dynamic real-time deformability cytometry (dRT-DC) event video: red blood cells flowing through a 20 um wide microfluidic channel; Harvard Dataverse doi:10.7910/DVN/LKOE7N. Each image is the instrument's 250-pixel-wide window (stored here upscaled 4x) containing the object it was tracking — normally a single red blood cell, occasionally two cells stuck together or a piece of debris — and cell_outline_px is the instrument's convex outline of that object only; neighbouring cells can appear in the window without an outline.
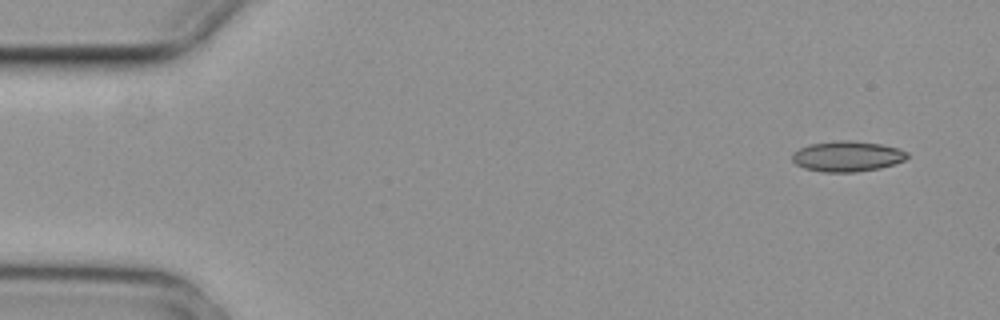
{"species": "common noctule bat (a hibernating species)", "species_latin": "Nyctalus noctula", "temperature_condition": "cold", "stored_images_in_passage": 5, "segment_of_instrument_passage": [1, 2], "camera_frame_rate_fps": 3000, "um_per_image_px": 0.085, "animal": {"sex": "female", "body_mass_g": 29.2, "forearm_length_mm": 56.3}, "frame": {"image": 1, "passage_image": 1, "time_ms": 0.0, "image_size_px": [1000, 320], "cell_outline_px": [[908, 156], [904, 160], [880, 168], [856, 172], [824, 172], [804, 168], [796, 164], [792, 160], [792, 152], [808, 144], [836, 140], [852, 140], [880, 144], [900, 148], [908, 152]], "centroid_in_image_um": [72.0, 13.27], "position_along_channel_um": 13.0, "area_um2": 20.58}}
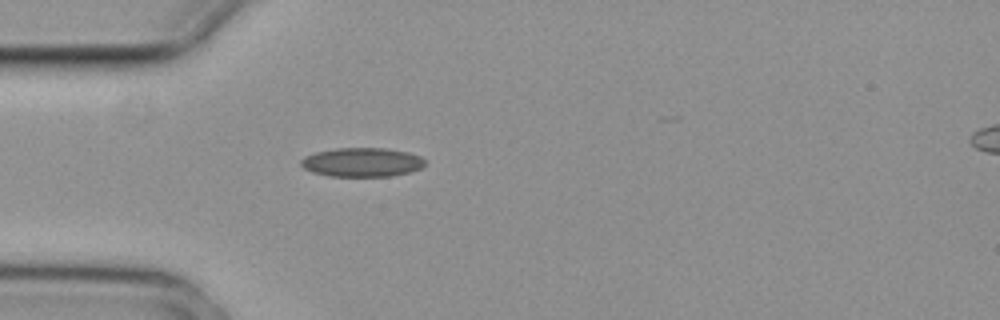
{"frame": {"image": 2, "passage_image": 4, "time_ms": 1.0, "image_size_px": [1000, 320], "cell_outline_px": [[424, 164], [420, 168], [408, 172], [388, 176], [328, 176], [312, 172], [304, 168], [300, 164], [300, 160], [304, 156], [316, 152], [336, 148], [384, 148], [408, 152], [420, 156], [424, 160]], "centroid_in_image_um": [30.72, 13.78], "position_along_channel_um": 54.3, "area_um2": 20.87}}